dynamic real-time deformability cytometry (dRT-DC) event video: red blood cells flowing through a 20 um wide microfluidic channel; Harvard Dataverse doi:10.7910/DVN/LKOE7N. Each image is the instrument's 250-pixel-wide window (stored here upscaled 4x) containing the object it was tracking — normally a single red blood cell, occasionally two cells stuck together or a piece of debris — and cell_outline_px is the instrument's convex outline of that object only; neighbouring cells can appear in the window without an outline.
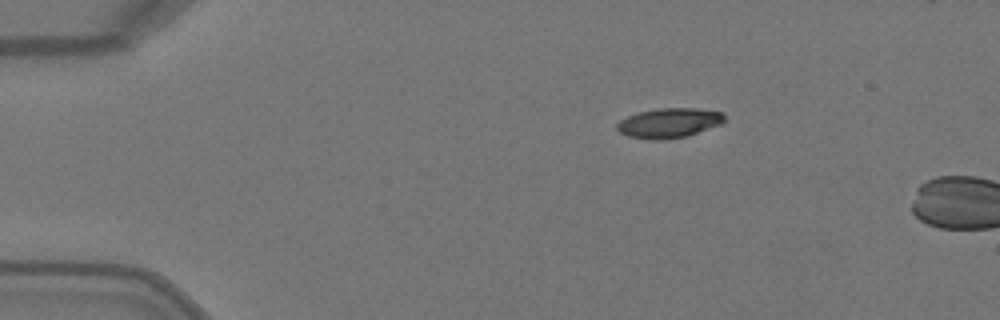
{"species": "Egyptian fruit bat (a non-hibernating species)", "species_latin": "Rousettus aegyptiacus", "temperature_condition": "warm", "stored_images_in_passage": 3, "camera_frame_rate_fps": 3000, "um_per_image_px": 0.085, "animal": {"sex": "female"}, "frame": {"image": 1, "passage_image": 1, "time_ms": 0.0, "image_size_px": [1000, 320], "cell_outline_px": [[724, 120], [720, 124], [688, 136], [660, 140], [652, 140], [628, 136], [620, 132], [616, 128], [616, 124], [620, 120], [628, 116], [640, 112], [660, 108], [696, 108], [720, 112], [724, 116]], "centroid_in_image_um": [56.84, 10.46], "position_along_channel_um": 28.2, "area_um2": 18.44}}